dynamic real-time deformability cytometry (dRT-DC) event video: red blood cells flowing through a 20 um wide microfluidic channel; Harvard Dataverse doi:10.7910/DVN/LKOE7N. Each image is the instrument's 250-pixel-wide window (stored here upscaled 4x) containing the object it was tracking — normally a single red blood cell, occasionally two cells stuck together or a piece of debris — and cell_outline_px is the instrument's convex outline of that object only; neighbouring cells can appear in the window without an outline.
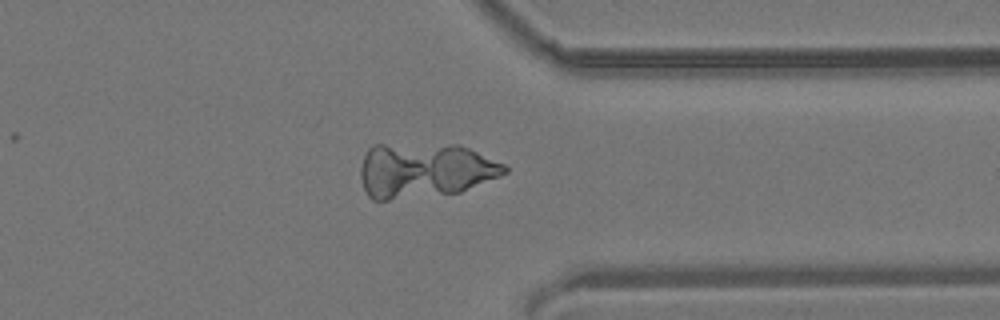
{"species": "common noctule bat (a hibernating species)", "species_latin": "Nyctalus noctula", "temperature_condition": "room temperature", "stored_images_in_passage": 31, "camera_frame_rate_fps": 3000, "um_per_image_px": 0.085, "animal": {"sex": "male", "body_mass_g": 19.2, "forearm_length_mm": 51.8}, "frame": {"image": 1, "passage_image": 22, "time_ms": 7.0, "image_size_px": [1000, 320], "cell_outline_px": [[508, 172], [500, 176], [460, 192], [388, 200], [372, 200], [368, 196], [364, 188], [360, 176], [360, 168], [364, 152], [372, 144], [460, 144], [504, 164], [508, 168]], "centroid_in_image_um": [36.06, 14.46], "position_along_channel_um": 375.3, "area_um2": 46.36}}